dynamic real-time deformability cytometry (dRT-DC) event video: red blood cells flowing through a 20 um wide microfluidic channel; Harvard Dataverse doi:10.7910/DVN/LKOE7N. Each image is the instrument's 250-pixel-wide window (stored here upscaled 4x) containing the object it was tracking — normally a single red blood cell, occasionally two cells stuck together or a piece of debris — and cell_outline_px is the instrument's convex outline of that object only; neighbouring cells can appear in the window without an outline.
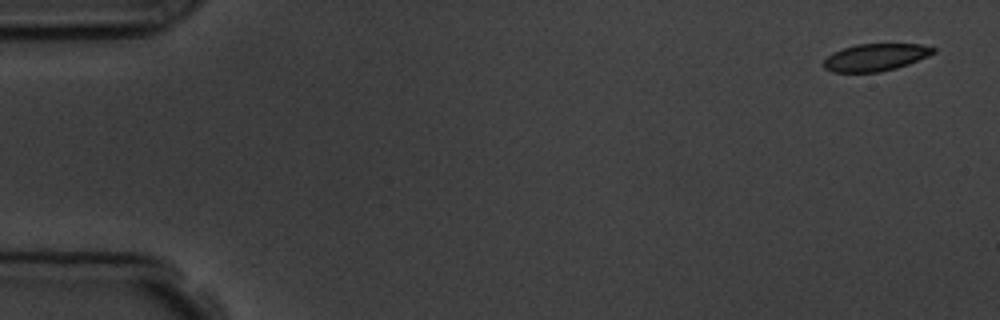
{"species": "common noctule bat (a hibernating species)", "species_latin": "Nyctalus noctula", "temperature_condition": "room temperature", "stored_images_in_passage": 4, "segment_of_instrument_passage": [2, 2], "camera_frame_rate_fps": 3000, "um_per_image_px": 0.085, "animal": {"sex": "male", "body_mass_g": 19.5, "forearm_length_mm": 54.6}, "frame": {"image": 1, "passage_image": 4, "time_ms": 4.667, "image_size_px": [1000, 320], "cell_outline_px": [[936, 52], [928, 56], [908, 64], [896, 68], [880, 72], [832, 72], [824, 68], [824, 60], [832, 52], [856, 44], [920, 44], [936, 48]], "centroid_in_image_um": [74.42, 4.87], "position_along_channel_um": 10.6, "area_um2": 17.4}}